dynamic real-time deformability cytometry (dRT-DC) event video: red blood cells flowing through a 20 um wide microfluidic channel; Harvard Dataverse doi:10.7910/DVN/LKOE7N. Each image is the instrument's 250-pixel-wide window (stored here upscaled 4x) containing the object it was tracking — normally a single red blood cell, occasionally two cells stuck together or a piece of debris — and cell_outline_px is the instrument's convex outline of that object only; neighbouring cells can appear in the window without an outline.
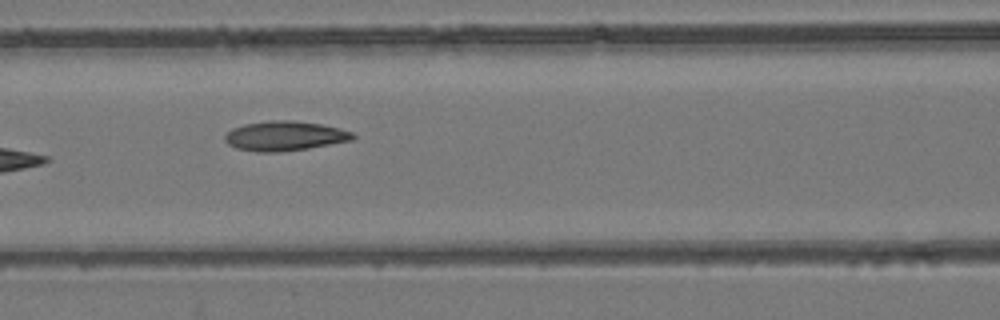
{"species": "common noctule bat (a hibernating species)", "species_latin": "Nyctalus noctula", "temperature_condition": "room temperature", "stored_images_in_passage": 7, "camera_frame_rate_fps": 3000, "um_per_image_px": 0.085, "animal": {"sex": "female", "body_mass_g": 24.6, "forearm_length_mm": 56.2}, "frame": {"image": 1, "passage_image": 7, "time_ms": 7.0, "image_size_px": [1000, 320], "cell_outline_px": [[356, 136], [352, 140], [308, 148], [276, 152], [256, 152], [236, 148], [228, 144], [224, 140], [224, 136], [232, 128], [244, 124], [268, 120], [292, 120], [320, 124], [340, 128], [352, 132]], "centroid_in_image_um": [24.18, 11.55], "position_along_channel_um": 142.4, "area_um2": 22.08}}